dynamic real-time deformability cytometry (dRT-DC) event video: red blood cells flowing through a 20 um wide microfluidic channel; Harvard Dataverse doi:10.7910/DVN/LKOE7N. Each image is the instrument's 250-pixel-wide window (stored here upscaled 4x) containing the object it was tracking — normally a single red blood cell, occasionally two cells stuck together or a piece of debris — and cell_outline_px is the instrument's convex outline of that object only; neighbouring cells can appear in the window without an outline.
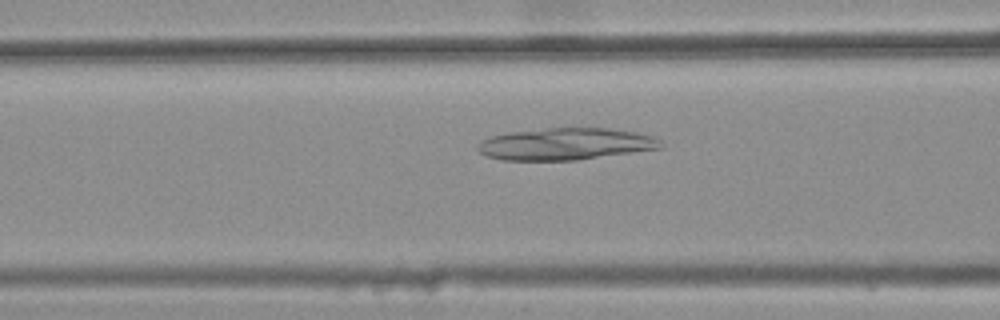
{"species": "common noctule bat (a hibernating species)", "species_latin": "Nyctalus noctula", "temperature_condition": "warm", "stored_images_in_passage": 44, "camera_frame_rate_fps": 3000, "um_per_image_px": 0.085, "animal": {"sex": "female", "body_mass_g": 25.1}, "frame": {"image": 1, "passage_image": 17, "time_ms": 5.333, "image_size_px": [1000, 320], "cell_outline_px": [[664, 148], [576, 160], [500, 160], [484, 156], [476, 148], [476, 144], [492, 136], [508, 132], [548, 128], [608, 128], [636, 132], [652, 136], [660, 140]], "centroid_in_image_um": [48.06, 12.24], "position_along_channel_um": 118.5, "area_um2": 34.16}}
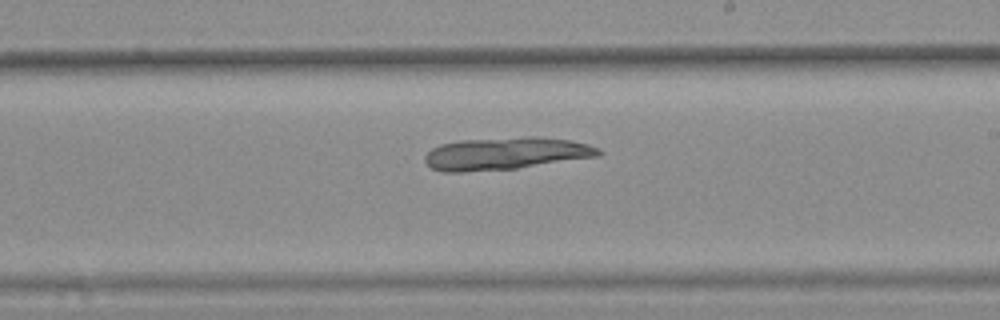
{"frame": {"image": 2, "passage_image": 27, "time_ms": 8.667, "image_size_px": [1000, 320], "cell_outline_px": [[604, 152], [600, 156], [516, 168], [464, 172], [440, 172], [432, 168], [424, 160], [424, 156], [432, 148], [440, 144], [460, 140], [524, 136], [536, 136], [568, 140], [588, 144], [600, 148]], "centroid_in_image_um": [42.99, 13.04], "position_along_channel_um": 246.0, "area_um2": 33.0}}
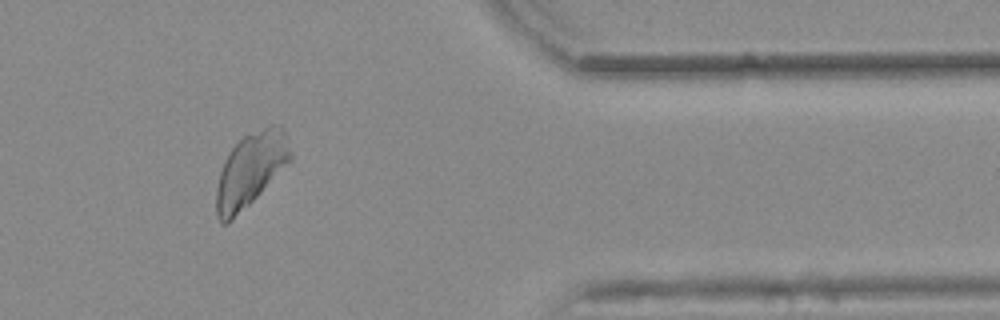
{"frame": {"image": 3, "passage_image": 40, "time_ms": 13.0, "image_size_px": [1000, 320], "cell_outline_px": [[292, 160], [228, 224], [220, 224], [216, 216], [216, 188], [220, 172], [224, 160], [228, 152], [244, 136], [272, 124], [284, 124], [292, 152]], "centroid_in_image_um": [21.32, 14.4], "position_along_channel_um": 390.1, "area_um2": 31.91}}